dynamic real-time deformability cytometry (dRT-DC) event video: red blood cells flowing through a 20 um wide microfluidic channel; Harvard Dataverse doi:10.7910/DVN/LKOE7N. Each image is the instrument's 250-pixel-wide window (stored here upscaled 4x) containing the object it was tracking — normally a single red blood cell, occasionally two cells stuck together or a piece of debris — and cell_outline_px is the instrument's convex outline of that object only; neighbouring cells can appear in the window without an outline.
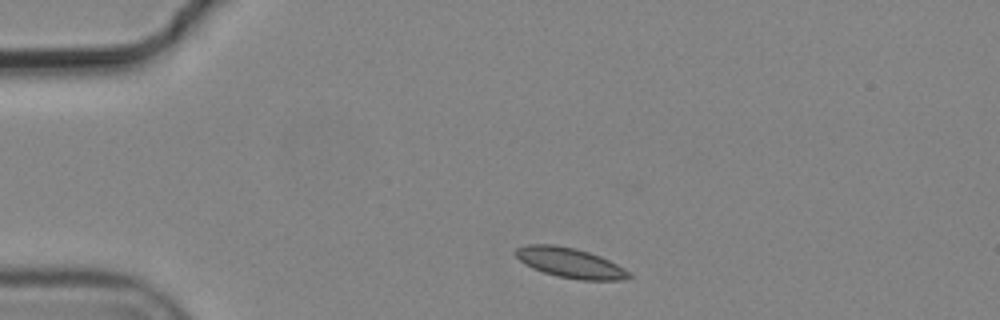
{"species": "common noctule bat (a hibernating species)", "species_latin": "Nyctalus noctula", "temperature_condition": "cold", "stored_images_in_passage": 4, "camera_frame_rate_fps": 3000, "um_per_image_px": 0.085, "animal": {"sex": "male", "body_mass_g": 19.2, "forearm_length_mm": 51.8}, "frame": {"image": 1, "passage_image": 1, "time_ms": 0.0, "image_size_px": [1000, 320], "cell_outline_px": [[632, 276], [620, 280], [580, 280], [556, 276], [532, 268], [524, 264], [516, 256], [516, 248], [524, 244], [556, 244], [576, 248], [600, 256], [624, 268]], "centroid_in_image_um": [48.42, 22.33], "position_along_channel_um": 36.6, "area_um2": 19.77}}
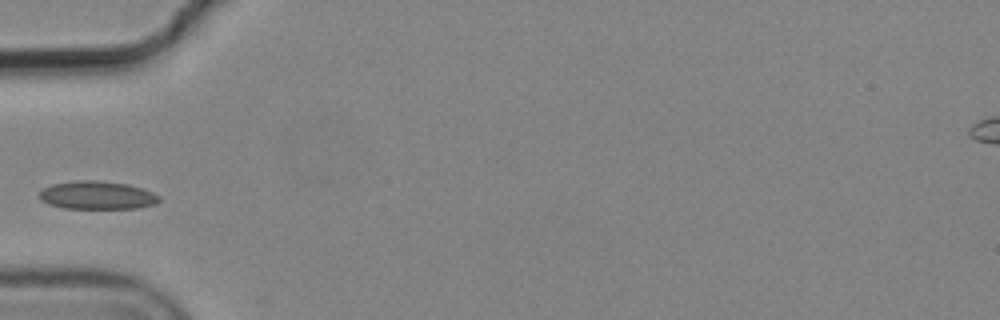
{"frame": {"image": 2, "passage_image": 3, "time_ms": 0.667, "image_size_px": [1000, 320], "cell_outline_px": [[160, 200], [156, 204], [140, 208], [64, 208], [48, 204], [40, 200], [36, 196], [44, 188], [52, 184], [76, 180], [96, 180], [128, 184], [152, 192], [160, 196]], "centroid_in_image_um": [8.24, 16.59], "position_along_channel_um": 76.8, "area_um2": 19.77}}
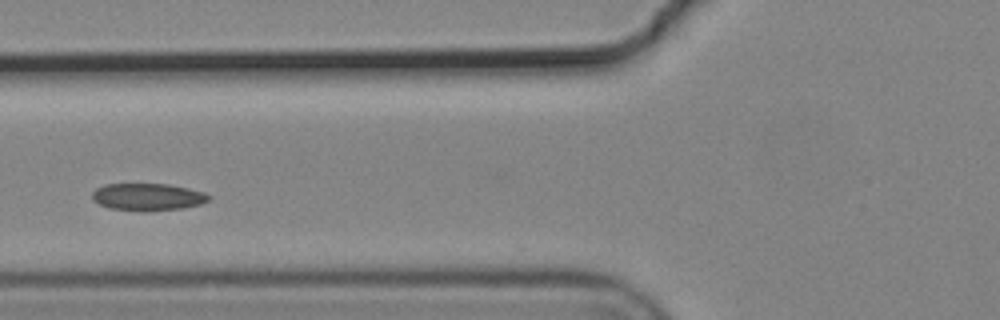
{"frame": {"image": 3, "passage_image": 4, "time_ms": 1.0, "image_size_px": [1000, 320], "cell_outline_px": [[212, 196], [208, 200], [200, 204], [184, 208], [148, 212], [144, 212], [108, 208], [92, 200], [92, 192], [96, 188], [104, 184], [168, 184], [188, 188], [204, 192]], "centroid_in_image_um": [12.55, 16.75], "position_along_channel_um": 113.3, "area_um2": 18.79}}